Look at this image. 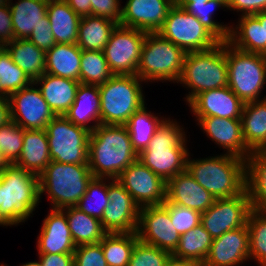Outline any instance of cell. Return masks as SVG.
Returning a JSON list of instances; mask_svg holds the SVG:
<instances>
[{"instance_id":"6da1fadb","label":"cell","mask_w":266,"mask_h":266,"mask_svg":"<svg viewBox=\"0 0 266 266\" xmlns=\"http://www.w3.org/2000/svg\"><path fill=\"white\" fill-rule=\"evenodd\" d=\"M181 121L168 115L156 130L147 148L138 154V160L166 183L186 170L190 153L185 128ZM189 138V139H188ZM189 142V143H188Z\"/></svg>"},{"instance_id":"7a4b0ae2","label":"cell","mask_w":266,"mask_h":266,"mask_svg":"<svg viewBox=\"0 0 266 266\" xmlns=\"http://www.w3.org/2000/svg\"><path fill=\"white\" fill-rule=\"evenodd\" d=\"M137 159L125 125L100 124L91 132L88 166L93 177L116 179Z\"/></svg>"},{"instance_id":"3957f363","label":"cell","mask_w":266,"mask_h":266,"mask_svg":"<svg viewBox=\"0 0 266 266\" xmlns=\"http://www.w3.org/2000/svg\"><path fill=\"white\" fill-rule=\"evenodd\" d=\"M212 155L194 158L190 152L186 169L215 199L241 194L246 184V160L223 153Z\"/></svg>"},{"instance_id":"277c9868","label":"cell","mask_w":266,"mask_h":266,"mask_svg":"<svg viewBox=\"0 0 266 266\" xmlns=\"http://www.w3.org/2000/svg\"><path fill=\"white\" fill-rule=\"evenodd\" d=\"M39 205V176L14 164L7 166L0 173V216L17 227L32 218Z\"/></svg>"},{"instance_id":"5b68a950","label":"cell","mask_w":266,"mask_h":266,"mask_svg":"<svg viewBox=\"0 0 266 266\" xmlns=\"http://www.w3.org/2000/svg\"><path fill=\"white\" fill-rule=\"evenodd\" d=\"M176 84L187 90L183 97L186 105L201 92L228 86L226 42L205 51L187 52Z\"/></svg>"},{"instance_id":"8992f818","label":"cell","mask_w":266,"mask_h":266,"mask_svg":"<svg viewBox=\"0 0 266 266\" xmlns=\"http://www.w3.org/2000/svg\"><path fill=\"white\" fill-rule=\"evenodd\" d=\"M92 178L88 165L51 161L39 175L40 202L45 195L51 209L74 207L85 194Z\"/></svg>"},{"instance_id":"52a82bcc","label":"cell","mask_w":266,"mask_h":266,"mask_svg":"<svg viewBox=\"0 0 266 266\" xmlns=\"http://www.w3.org/2000/svg\"><path fill=\"white\" fill-rule=\"evenodd\" d=\"M98 87L101 124L125 125L129 118L146 104V83L137 75H113Z\"/></svg>"},{"instance_id":"ba28073f","label":"cell","mask_w":266,"mask_h":266,"mask_svg":"<svg viewBox=\"0 0 266 266\" xmlns=\"http://www.w3.org/2000/svg\"><path fill=\"white\" fill-rule=\"evenodd\" d=\"M186 52L158 32L146 33L137 76L149 83H174L181 75Z\"/></svg>"},{"instance_id":"9c48e42d","label":"cell","mask_w":266,"mask_h":266,"mask_svg":"<svg viewBox=\"0 0 266 266\" xmlns=\"http://www.w3.org/2000/svg\"><path fill=\"white\" fill-rule=\"evenodd\" d=\"M228 87L244 102L266 97V55L248 53L226 42Z\"/></svg>"},{"instance_id":"30bf717a","label":"cell","mask_w":266,"mask_h":266,"mask_svg":"<svg viewBox=\"0 0 266 266\" xmlns=\"http://www.w3.org/2000/svg\"><path fill=\"white\" fill-rule=\"evenodd\" d=\"M45 131L51 161L88 165L90 131L73 124L64 115L55 116Z\"/></svg>"},{"instance_id":"8fae6325","label":"cell","mask_w":266,"mask_h":266,"mask_svg":"<svg viewBox=\"0 0 266 266\" xmlns=\"http://www.w3.org/2000/svg\"><path fill=\"white\" fill-rule=\"evenodd\" d=\"M164 38L187 52L205 51L220 41L200 21L176 3L158 31Z\"/></svg>"},{"instance_id":"7c38bea8","label":"cell","mask_w":266,"mask_h":266,"mask_svg":"<svg viewBox=\"0 0 266 266\" xmlns=\"http://www.w3.org/2000/svg\"><path fill=\"white\" fill-rule=\"evenodd\" d=\"M145 31L117 25L103 49L113 75H137Z\"/></svg>"},{"instance_id":"4fadbf2b","label":"cell","mask_w":266,"mask_h":266,"mask_svg":"<svg viewBox=\"0 0 266 266\" xmlns=\"http://www.w3.org/2000/svg\"><path fill=\"white\" fill-rule=\"evenodd\" d=\"M252 210L246 189L232 198L215 199L205 212L201 213V225L217 238L225 232L244 227Z\"/></svg>"},{"instance_id":"5bb4252c","label":"cell","mask_w":266,"mask_h":266,"mask_svg":"<svg viewBox=\"0 0 266 266\" xmlns=\"http://www.w3.org/2000/svg\"><path fill=\"white\" fill-rule=\"evenodd\" d=\"M10 119L26 130L45 129L56 116L35 82L9 97Z\"/></svg>"},{"instance_id":"9a60e30c","label":"cell","mask_w":266,"mask_h":266,"mask_svg":"<svg viewBox=\"0 0 266 266\" xmlns=\"http://www.w3.org/2000/svg\"><path fill=\"white\" fill-rule=\"evenodd\" d=\"M109 203L100 219L107 233L137 232L140 207L124 186L108 178Z\"/></svg>"},{"instance_id":"2e32d148","label":"cell","mask_w":266,"mask_h":266,"mask_svg":"<svg viewBox=\"0 0 266 266\" xmlns=\"http://www.w3.org/2000/svg\"><path fill=\"white\" fill-rule=\"evenodd\" d=\"M174 227L163 204L140 208L137 235L142 243L173 254L180 241V234Z\"/></svg>"},{"instance_id":"e0dca14e","label":"cell","mask_w":266,"mask_h":266,"mask_svg":"<svg viewBox=\"0 0 266 266\" xmlns=\"http://www.w3.org/2000/svg\"><path fill=\"white\" fill-rule=\"evenodd\" d=\"M138 206L162 205L166 201L167 183L138 159L116 178Z\"/></svg>"},{"instance_id":"ac0fdd59","label":"cell","mask_w":266,"mask_h":266,"mask_svg":"<svg viewBox=\"0 0 266 266\" xmlns=\"http://www.w3.org/2000/svg\"><path fill=\"white\" fill-rule=\"evenodd\" d=\"M223 154L237 156L243 159L251 154L243 139L241 119L201 117L195 123Z\"/></svg>"},{"instance_id":"d6986e66","label":"cell","mask_w":266,"mask_h":266,"mask_svg":"<svg viewBox=\"0 0 266 266\" xmlns=\"http://www.w3.org/2000/svg\"><path fill=\"white\" fill-rule=\"evenodd\" d=\"M244 102L228 87L208 90L196 95L188 104L195 123L201 117L241 119Z\"/></svg>"},{"instance_id":"ffe728a7","label":"cell","mask_w":266,"mask_h":266,"mask_svg":"<svg viewBox=\"0 0 266 266\" xmlns=\"http://www.w3.org/2000/svg\"><path fill=\"white\" fill-rule=\"evenodd\" d=\"M250 262L249 230L244 227L214 238L202 266H244Z\"/></svg>"},{"instance_id":"44dd1931","label":"cell","mask_w":266,"mask_h":266,"mask_svg":"<svg viewBox=\"0 0 266 266\" xmlns=\"http://www.w3.org/2000/svg\"><path fill=\"white\" fill-rule=\"evenodd\" d=\"M120 24L149 32H158L175 0H126Z\"/></svg>"},{"instance_id":"7402d4cb","label":"cell","mask_w":266,"mask_h":266,"mask_svg":"<svg viewBox=\"0 0 266 266\" xmlns=\"http://www.w3.org/2000/svg\"><path fill=\"white\" fill-rule=\"evenodd\" d=\"M42 219L36 239L37 253H74L76 245L71 237L66 214L61 209H49Z\"/></svg>"},{"instance_id":"603a6c76","label":"cell","mask_w":266,"mask_h":266,"mask_svg":"<svg viewBox=\"0 0 266 266\" xmlns=\"http://www.w3.org/2000/svg\"><path fill=\"white\" fill-rule=\"evenodd\" d=\"M228 43L244 52L266 55V11L242 15L233 21Z\"/></svg>"},{"instance_id":"cb8c5ba5","label":"cell","mask_w":266,"mask_h":266,"mask_svg":"<svg viewBox=\"0 0 266 266\" xmlns=\"http://www.w3.org/2000/svg\"><path fill=\"white\" fill-rule=\"evenodd\" d=\"M166 200L200 213L215 202V197L195 181L186 169L167 182Z\"/></svg>"},{"instance_id":"d4e9b609","label":"cell","mask_w":266,"mask_h":266,"mask_svg":"<svg viewBox=\"0 0 266 266\" xmlns=\"http://www.w3.org/2000/svg\"><path fill=\"white\" fill-rule=\"evenodd\" d=\"M100 106L98 85L80 83L76 98L64 116L73 124L92 132L101 124Z\"/></svg>"},{"instance_id":"484cf974","label":"cell","mask_w":266,"mask_h":266,"mask_svg":"<svg viewBox=\"0 0 266 266\" xmlns=\"http://www.w3.org/2000/svg\"><path fill=\"white\" fill-rule=\"evenodd\" d=\"M35 84L44 100L56 116L64 115L73 104L80 81L45 73L37 78Z\"/></svg>"},{"instance_id":"4316f807","label":"cell","mask_w":266,"mask_h":266,"mask_svg":"<svg viewBox=\"0 0 266 266\" xmlns=\"http://www.w3.org/2000/svg\"><path fill=\"white\" fill-rule=\"evenodd\" d=\"M14 2L9 0L14 39H27L39 24L50 23L47 16L49 0H14Z\"/></svg>"},{"instance_id":"83f0119b","label":"cell","mask_w":266,"mask_h":266,"mask_svg":"<svg viewBox=\"0 0 266 266\" xmlns=\"http://www.w3.org/2000/svg\"><path fill=\"white\" fill-rule=\"evenodd\" d=\"M50 162L45 129H24L22 151L14 165L39 176Z\"/></svg>"},{"instance_id":"f1b7e54d","label":"cell","mask_w":266,"mask_h":266,"mask_svg":"<svg viewBox=\"0 0 266 266\" xmlns=\"http://www.w3.org/2000/svg\"><path fill=\"white\" fill-rule=\"evenodd\" d=\"M47 16L56 43L77 44L81 17L70 8L65 0H49Z\"/></svg>"},{"instance_id":"f546056e","label":"cell","mask_w":266,"mask_h":266,"mask_svg":"<svg viewBox=\"0 0 266 266\" xmlns=\"http://www.w3.org/2000/svg\"><path fill=\"white\" fill-rule=\"evenodd\" d=\"M245 189L252 209L266 213V150H254L247 157Z\"/></svg>"},{"instance_id":"4dcf8cb0","label":"cell","mask_w":266,"mask_h":266,"mask_svg":"<svg viewBox=\"0 0 266 266\" xmlns=\"http://www.w3.org/2000/svg\"><path fill=\"white\" fill-rule=\"evenodd\" d=\"M241 124L246 146L266 150V98L244 104Z\"/></svg>"},{"instance_id":"1f68e13d","label":"cell","mask_w":266,"mask_h":266,"mask_svg":"<svg viewBox=\"0 0 266 266\" xmlns=\"http://www.w3.org/2000/svg\"><path fill=\"white\" fill-rule=\"evenodd\" d=\"M81 54L77 44L56 43L46 52L45 73L80 81Z\"/></svg>"},{"instance_id":"d6a6232c","label":"cell","mask_w":266,"mask_h":266,"mask_svg":"<svg viewBox=\"0 0 266 266\" xmlns=\"http://www.w3.org/2000/svg\"><path fill=\"white\" fill-rule=\"evenodd\" d=\"M117 25V22L105 17H81L78 26V47L81 50L103 51Z\"/></svg>"},{"instance_id":"836d02e7","label":"cell","mask_w":266,"mask_h":266,"mask_svg":"<svg viewBox=\"0 0 266 266\" xmlns=\"http://www.w3.org/2000/svg\"><path fill=\"white\" fill-rule=\"evenodd\" d=\"M14 63L34 82L45 74L46 53L28 39H14L7 44Z\"/></svg>"},{"instance_id":"e575fe53","label":"cell","mask_w":266,"mask_h":266,"mask_svg":"<svg viewBox=\"0 0 266 266\" xmlns=\"http://www.w3.org/2000/svg\"><path fill=\"white\" fill-rule=\"evenodd\" d=\"M147 105L146 103L138 109L125 124L130 135L132 147L137 154L148 147L157 128L167 116H161L159 115L161 113L149 111Z\"/></svg>"},{"instance_id":"d590c367","label":"cell","mask_w":266,"mask_h":266,"mask_svg":"<svg viewBox=\"0 0 266 266\" xmlns=\"http://www.w3.org/2000/svg\"><path fill=\"white\" fill-rule=\"evenodd\" d=\"M61 210L66 214L71 237L76 246L98 243L107 234L99 219L89 216L77 207Z\"/></svg>"},{"instance_id":"8d00e7d4","label":"cell","mask_w":266,"mask_h":266,"mask_svg":"<svg viewBox=\"0 0 266 266\" xmlns=\"http://www.w3.org/2000/svg\"><path fill=\"white\" fill-rule=\"evenodd\" d=\"M213 239L210 233L199 224L180 235L178 247L172 255L176 258L193 260L202 265L208 255Z\"/></svg>"},{"instance_id":"74e56055","label":"cell","mask_w":266,"mask_h":266,"mask_svg":"<svg viewBox=\"0 0 266 266\" xmlns=\"http://www.w3.org/2000/svg\"><path fill=\"white\" fill-rule=\"evenodd\" d=\"M139 241L137 232L107 233L100 243L108 266H128L135 244Z\"/></svg>"},{"instance_id":"f35d334b","label":"cell","mask_w":266,"mask_h":266,"mask_svg":"<svg viewBox=\"0 0 266 266\" xmlns=\"http://www.w3.org/2000/svg\"><path fill=\"white\" fill-rule=\"evenodd\" d=\"M195 16L220 42H228L232 22H219L214 17L219 9L227 12V6L222 1L210 0L200 5H178Z\"/></svg>"},{"instance_id":"ab89813d","label":"cell","mask_w":266,"mask_h":266,"mask_svg":"<svg viewBox=\"0 0 266 266\" xmlns=\"http://www.w3.org/2000/svg\"><path fill=\"white\" fill-rule=\"evenodd\" d=\"M112 76L103 51L82 50L80 83L101 85Z\"/></svg>"},{"instance_id":"60d3db41","label":"cell","mask_w":266,"mask_h":266,"mask_svg":"<svg viewBox=\"0 0 266 266\" xmlns=\"http://www.w3.org/2000/svg\"><path fill=\"white\" fill-rule=\"evenodd\" d=\"M108 203V178L93 177L75 207L100 220Z\"/></svg>"},{"instance_id":"b9f144b4","label":"cell","mask_w":266,"mask_h":266,"mask_svg":"<svg viewBox=\"0 0 266 266\" xmlns=\"http://www.w3.org/2000/svg\"><path fill=\"white\" fill-rule=\"evenodd\" d=\"M247 227L249 230L250 262L266 266V213L251 210Z\"/></svg>"},{"instance_id":"7bdbcfd3","label":"cell","mask_w":266,"mask_h":266,"mask_svg":"<svg viewBox=\"0 0 266 266\" xmlns=\"http://www.w3.org/2000/svg\"><path fill=\"white\" fill-rule=\"evenodd\" d=\"M32 82L7 51L0 57V95L9 97Z\"/></svg>"},{"instance_id":"ee69618b","label":"cell","mask_w":266,"mask_h":266,"mask_svg":"<svg viewBox=\"0 0 266 266\" xmlns=\"http://www.w3.org/2000/svg\"><path fill=\"white\" fill-rule=\"evenodd\" d=\"M24 129L10 120L0 126V151L10 164H14L22 151Z\"/></svg>"},{"instance_id":"f6af8a7d","label":"cell","mask_w":266,"mask_h":266,"mask_svg":"<svg viewBox=\"0 0 266 266\" xmlns=\"http://www.w3.org/2000/svg\"><path fill=\"white\" fill-rule=\"evenodd\" d=\"M171 255L165 250L139 240L133 248L128 266H165Z\"/></svg>"},{"instance_id":"bcb514c9","label":"cell","mask_w":266,"mask_h":266,"mask_svg":"<svg viewBox=\"0 0 266 266\" xmlns=\"http://www.w3.org/2000/svg\"><path fill=\"white\" fill-rule=\"evenodd\" d=\"M163 205L168 209L171 222L180 235L201 223V213L199 211L170 203L167 200Z\"/></svg>"},{"instance_id":"7dc6e473","label":"cell","mask_w":266,"mask_h":266,"mask_svg":"<svg viewBox=\"0 0 266 266\" xmlns=\"http://www.w3.org/2000/svg\"><path fill=\"white\" fill-rule=\"evenodd\" d=\"M74 266H108L100 242L76 246Z\"/></svg>"},{"instance_id":"c3c4849f","label":"cell","mask_w":266,"mask_h":266,"mask_svg":"<svg viewBox=\"0 0 266 266\" xmlns=\"http://www.w3.org/2000/svg\"><path fill=\"white\" fill-rule=\"evenodd\" d=\"M122 0H91V15L105 17L120 24Z\"/></svg>"},{"instance_id":"681fc988","label":"cell","mask_w":266,"mask_h":266,"mask_svg":"<svg viewBox=\"0 0 266 266\" xmlns=\"http://www.w3.org/2000/svg\"><path fill=\"white\" fill-rule=\"evenodd\" d=\"M51 30L50 23H41L34 28L31 35L27 39L46 53L56 44L53 32Z\"/></svg>"},{"instance_id":"f907efd6","label":"cell","mask_w":266,"mask_h":266,"mask_svg":"<svg viewBox=\"0 0 266 266\" xmlns=\"http://www.w3.org/2000/svg\"><path fill=\"white\" fill-rule=\"evenodd\" d=\"M228 10L233 11V14L237 12L238 16L254 15L266 11V0H229L227 12Z\"/></svg>"},{"instance_id":"816d5d0a","label":"cell","mask_w":266,"mask_h":266,"mask_svg":"<svg viewBox=\"0 0 266 266\" xmlns=\"http://www.w3.org/2000/svg\"><path fill=\"white\" fill-rule=\"evenodd\" d=\"M14 40V30L9 4L0 7V42L5 44Z\"/></svg>"},{"instance_id":"f5cc1de1","label":"cell","mask_w":266,"mask_h":266,"mask_svg":"<svg viewBox=\"0 0 266 266\" xmlns=\"http://www.w3.org/2000/svg\"><path fill=\"white\" fill-rule=\"evenodd\" d=\"M42 266H74L73 253H37Z\"/></svg>"},{"instance_id":"db71d44e","label":"cell","mask_w":266,"mask_h":266,"mask_svg":"<svg viewBox=\"0 0 266 266\" xmlns=\"http://www.w3.org/2000/svg\"><path fill=\"white\" fill-rule=\"evenodd\" d=\"M80 17L91 15V0H65Z\"/></svg>"},{"instance_id":"11a10c76","label":"cell","mask_w":266,"mask_h":266,"mask_svg":"<svg viewBox=\"0 0 266 266\" xmlns=\"http://www.w3.org/2000/svg\"><path fill=\"white\" fill-rule=\"evenodd\" d=\"M10 119V104L7 96L0 95V126L5 125Z\"/></svg>"},{"instance_id":"9f6ffc18","label":"cell","mask_w":266,"mask_h":266,"mask_svg":"<svg viewBox=\"0 0 266 266\" xmlns=\"http://www.w3.org/2000/svg\"><path fill=\"white\" fill-rule=\"evenodd\" d=\"M165 266H202L199 262L189 260V259H181L176 258L173 255H171Z\"/></svg>"},{"instance_id":"6f0895ef","label":"cell","mask_w":266,"mask_h":266,"mask_svg":"<svg viewBox=\"0 0 266 266\" xmlns=\"http://www.w3.org/2000/svg\"><path fill=\"white\" fill-rule=\"evenodd\" d=\"M210 0H175V3L177 5H200V4H206ZM222 1L226 6L228 4L229 0H217Z\"/></svg>"},{"instance_id":"680465c9","label":"cell","mask_w":266,"mask_h":266,"mask_svg":"<svg viewBox=\"0 0 266 266\" xmlns=\"http://www.w3.org/2000/svg\"><path fill=\"white\" fill-rule=\"evenodd\" d=\"M9 165L10 163L7 161L3 153L0 151V173Z\"/></svg>"},{"instance_id":"91938a15","label":"cell","mask_w":266,"mask_h":266,"mask_svg":"<svg viewBox=\"0 0 266 266\" xmlns=\"http://www.w3.org/2000/svg\"><path fill=\"white\" fill-rule=\"evenodd\" d=\"M38 260H34V261H27L25 263H20V266H42L41 261L39 260V258H37Z\"/></svg>"},{"instance_id":"94428289","label":"cell","mask_w":266,"mask_h":266,"mask_svg":"<svg viewBox=\"0 0 266 266\" xmlns=\"http://www.w3.org/2000/svg\"><path fill=\"white\" fill-rule=\"evenodd\" d=\"M7 51V44L0 42V57Z\"/></svg>"},{"instance_id":"6125c7cd","label":"cell","mask_w":266,"mask_h":266,"mask_svg":"<svg viewBox=\"0 0 266 266\" xmlns=\"http://www.w3.org/2000/svg\"><path fill=\"white\" fill-rule=\"evenodd\" d=\"M0 226L1 227L5 226V228L8 226L11 227L1 216H0Z\"/></svg>"},{"instance_id":"be15d7a7","label":"cell","mask_w":266,"mask_h":266,"mask_svg":"<svg viewBox=\"0 0 266 266\" xmlns=\"http://www.w3.org/2000/svg\"><path fill=\"white\" fill-rule=\"evenodd\" d=\"M9 4V0H0V7L7 6Z\"/></svg>"},{"instance_id":"e7e4bbea","label":"cell","mask_w":266,"mask_h":266,"mask_svg":"<svg viewBox=\"0 0 266 266\" xmlns=\"http://www.w3.org/2000/svg\"><path fill=\"white\" fill-rule=\"evenodd\" d=\"M0 266H8V265L5 263H0Z\"/></svg>"}]
</instances>
